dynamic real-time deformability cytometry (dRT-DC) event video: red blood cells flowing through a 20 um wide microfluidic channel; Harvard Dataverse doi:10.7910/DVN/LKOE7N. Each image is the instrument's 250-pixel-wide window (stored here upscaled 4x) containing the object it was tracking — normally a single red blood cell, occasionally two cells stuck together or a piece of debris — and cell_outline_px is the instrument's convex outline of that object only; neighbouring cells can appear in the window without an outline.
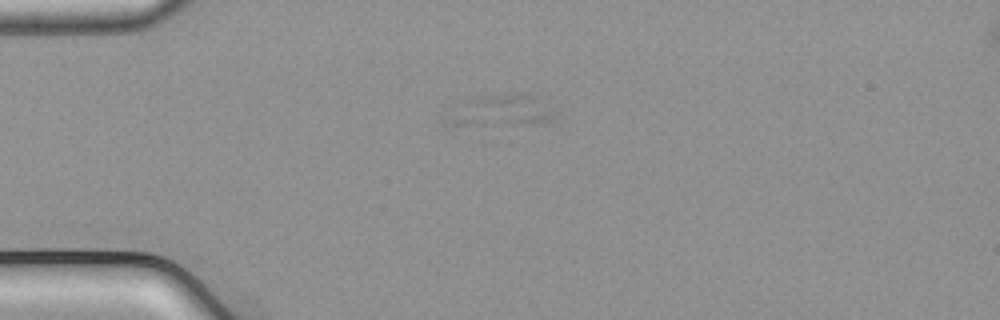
{"species": "common noctule bat (a hibernating species)", "species_latin": "Nyctalus noctula", "temperature_condition": "cold", "stored_images_in_passage": 41, "camera_frame_rate_fps": 3000, "um_per_image_px": 0.085, "animal": {"sex": "male", "body_mass_g": 21.5, "forearm_length_mm": 52.0}, "frame": {"image": 1, "passage_image": 1, "time_ms": 0.0, "image_size_px": [1000, 320], "cell_outline_px": [[548, 120], [536, 124], [452, 124], [452, 120], [456, 104], [464, 100], [476, 96], [532, 96], [548, 116]], "centroid_in_image_um": [42.42, 9.42], "position_along_channel_um": 42.6, "area_um2": 17.11}}
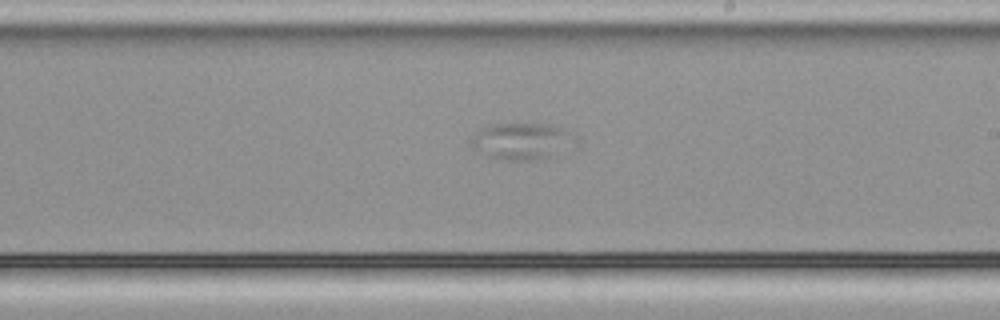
{"frame": {"image": 2, "passage_image": 19, "time_ms": 6.0, "image_size_px": [1000, 320], "cell_outline_px": [[580, 144], [576, 148], [536, 160], [504, 160], [488, 156], [472, 148], [468, 144], [472, 136], [480, 128], [488, 124], [548, 124], [560, 128], [576, 136]], "centroid_in_image_um": [44.4, 12.01], "position_along_channel_um": 244.6, "area_um2": 22.83}}
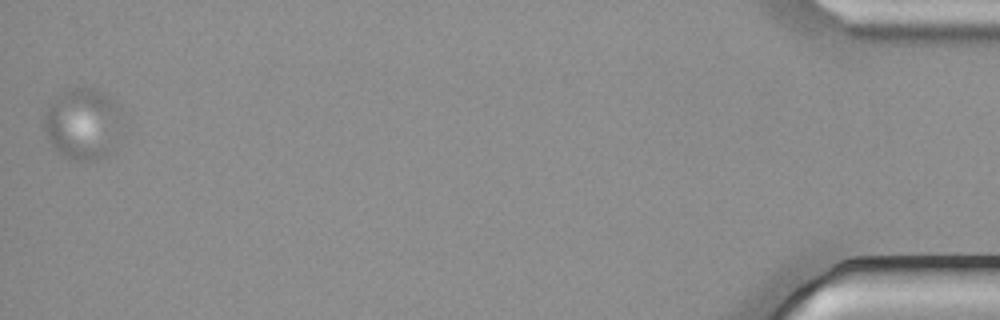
{"frame": {"image": 3, "passage_image": 41, "time_ms": 13.333, "image_size_px": [1000, 320], "cell_outline_px": [[124, 116], [104, 156], [100, 160], [80, 160], [56, 152], [48, 140], [44, 132], [44, 116], [48, 104], [60, 92], [76, 88], [92, 88], [116, 100]], "centroid_in_image_um": [6.98, 10.47], "position_along_channel_um": 428.2, "area_um2": 31.96}}